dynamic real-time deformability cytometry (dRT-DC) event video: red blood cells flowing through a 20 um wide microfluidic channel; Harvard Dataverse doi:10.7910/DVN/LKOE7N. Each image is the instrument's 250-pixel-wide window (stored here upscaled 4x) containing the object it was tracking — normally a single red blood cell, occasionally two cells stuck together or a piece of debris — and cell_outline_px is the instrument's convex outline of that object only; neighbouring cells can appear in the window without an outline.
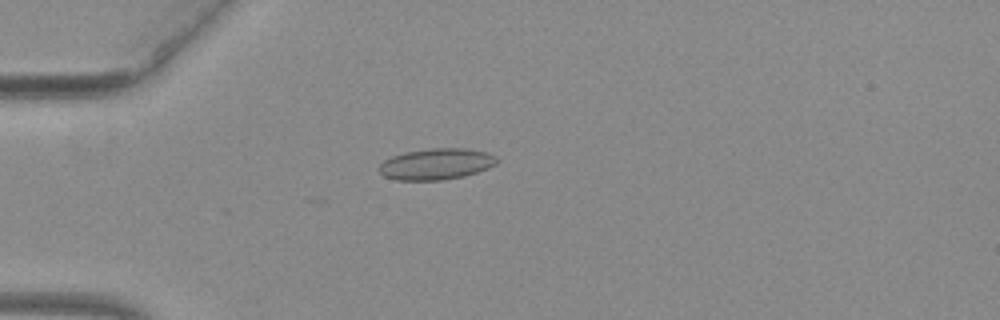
{"species": "common noctule bat (a hibernating species)", "species_latin": "Nyctalus noctula", "temperature_condition": "warm", "stored_images_in_passage": 13, "camera_frame_rate_fps": 3000, "um_per_image_px": 0.085, "animal": {"sex": "female", "body_mass_g": 29.2, "forearm_length_mm": 56.3}, "frame": {"image": 1, "passage_image": 2, "time_ms": 0.333, "image_size_px": [1000, 320], "cell_outline_px": [[500, 160], [496, 164], [488, 168], [464, 176], [444, 180], [396, 180], [384, 176], [380, 172], [380, 164], [384, 160], [392, 156], [404, 152], [432, 148], [468, 148], [488, 152], [496, 156]], "centroid_in_image_um": [37.12, 13.93], "position_along_channel_um": 47.9, "area_um2": 21.56}}
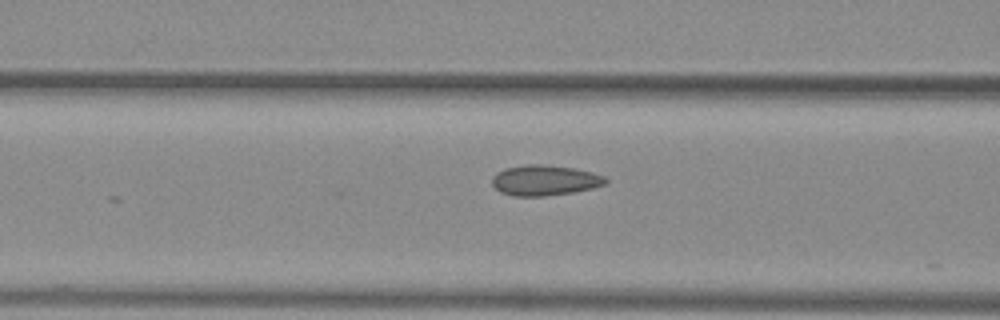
{"frame": {"image": 2, "passage_image": 9, "time_ms": 2.667, "image_size_px": [1000, 320], "cell_outline_px": [[608, 184], [592, 188], [572, 192], [544, 196], [512, 196], [500, 192], [492, 184], [492, 176], [496, 172], [504, 168], [524, 164], [544, 164], [572, 168], [592, 172], [604, 176], [608, 180]], "centroid_in_image_um": [46.28, 15.32], "position_along_channel_um": 120.3, "area_um2": 20.29}}
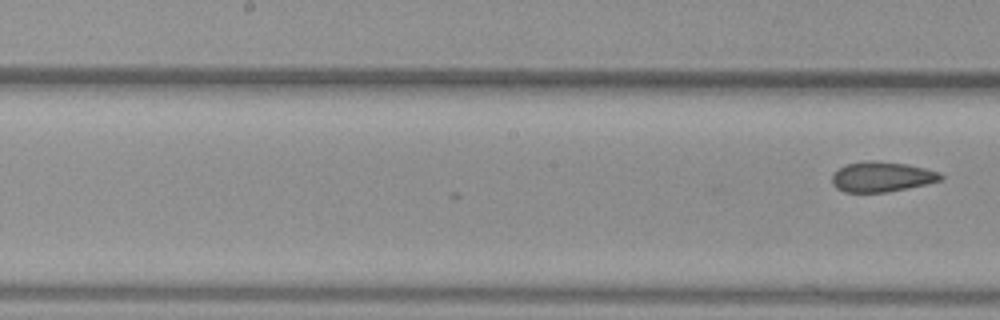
{"frame": {"image": 3, "passage_image": 13, "time_ms": 4.0, "image_size_px": [1000, 320], "cell_outline_px": [[944, 180], [928, 184], [888, 192], [844, 192], [836, 188], [832, 184], [832, 176], [840, 168], [848, 164], [868, 160], [904, 164], [924, 168], [940, 172], [944, 176]], "centroid_in_image_um": [74.99, 15.04], "position_along_channel_um": 173.2, "area_um2": 19.02}}